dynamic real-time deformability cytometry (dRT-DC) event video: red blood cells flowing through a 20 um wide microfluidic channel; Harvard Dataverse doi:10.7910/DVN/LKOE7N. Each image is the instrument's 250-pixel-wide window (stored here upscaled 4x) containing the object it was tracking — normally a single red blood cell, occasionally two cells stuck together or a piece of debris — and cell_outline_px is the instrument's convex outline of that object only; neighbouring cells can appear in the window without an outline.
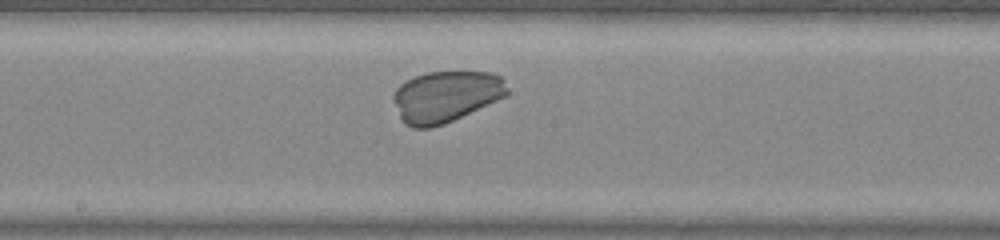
{"species": "common noctule bat (a hibernating species)", "species_latin": "Nyctalus noctula", "temperature_condition": "warm", "stored_images_in_passage": 28, "camera_frame_rate_fps": 3000, "um_per_image_px": 0.085, "animal": {"sex": "male", "body_mass_g": 20.0, "forearm_length_mm": 53.3}, "frame": {"image": 1, "passage_image": 15, "time_ms": 4.667, "image_size_px": [1000, 240], "cell_outline_px": [[508, 92], [504, 96], [496, 100], [444, 124], [432, 128], [412, 128], [404, 124], [400, 120], [392, 96], [396, 88], [400, 84], [416, 76], [428, 72], [492, 72], [500, 76]], "centroid_in_image_um": [37.83, 8.22], "position_along_channel_um": 210.4, "area_um2": 33.7}}
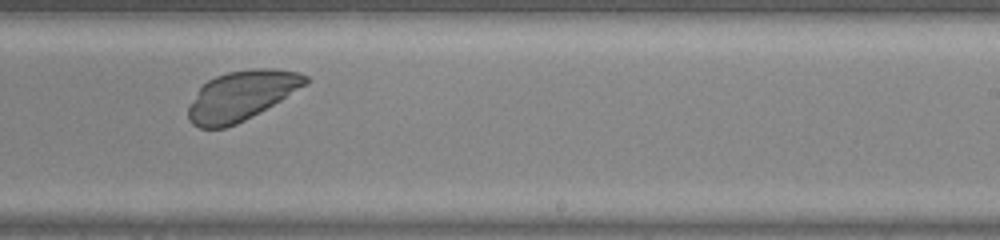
{"frame": {"image": 2, "passage_image": 19, "time_ms": 6.0, "image_size_px": [1000, 240], "cell_outline_px": [[308, 80], [304, 84], [280, 100], [252, 116], [236, 124], [224, 128], [200, 128], [192, 124], [188, 120], [188, 108], [200, 88], [208, 80], [216, 76], [228, 72], [252, 68], [276, 68], [300, 72], [308, 76]], "centroid_in_image_um": [20.5, 8.12], "position_along_channel_um": 268.5, "area_um2": 33.35}}